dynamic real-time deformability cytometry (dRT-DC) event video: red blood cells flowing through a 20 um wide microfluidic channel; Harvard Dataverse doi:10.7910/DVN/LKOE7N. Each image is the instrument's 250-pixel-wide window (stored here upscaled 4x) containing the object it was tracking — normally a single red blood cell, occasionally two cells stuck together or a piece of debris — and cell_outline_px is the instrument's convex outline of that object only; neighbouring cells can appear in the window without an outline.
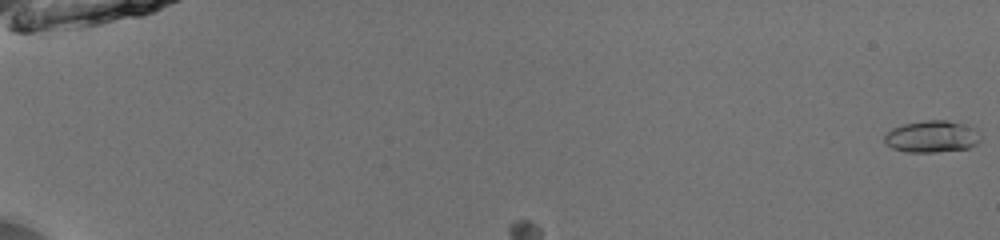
{"species": "common noctule bat (a hibernating species)", "species_latin": "Nyctalus noctula", "temperature_condition": "room temperature", "stored_images_in_passage": 18, "camera_frame_rate_fps": 3000, "um_per_image_px": 0.085, "animal": {"sex": "male", "body_mass_g": 13.0, "forearm_length_mm": 53.1}, "frame": {"image": 1, "passage_image": 1, "time_ms": 0.0, "image_size_px": [1000, 240], "cell_outline_px": [[980, 140], [976, 144], [968, 148], [936, 152], [908, 152], [892, 148], [884, 140], [884, 136], [892, 128], [904, 124], [924, 120], [948, 120], [980, 128]], "centroid_in_image_um": [79.27, 11.59], "position_along_channel_um": 5.7, "area_um2": 17.98}}